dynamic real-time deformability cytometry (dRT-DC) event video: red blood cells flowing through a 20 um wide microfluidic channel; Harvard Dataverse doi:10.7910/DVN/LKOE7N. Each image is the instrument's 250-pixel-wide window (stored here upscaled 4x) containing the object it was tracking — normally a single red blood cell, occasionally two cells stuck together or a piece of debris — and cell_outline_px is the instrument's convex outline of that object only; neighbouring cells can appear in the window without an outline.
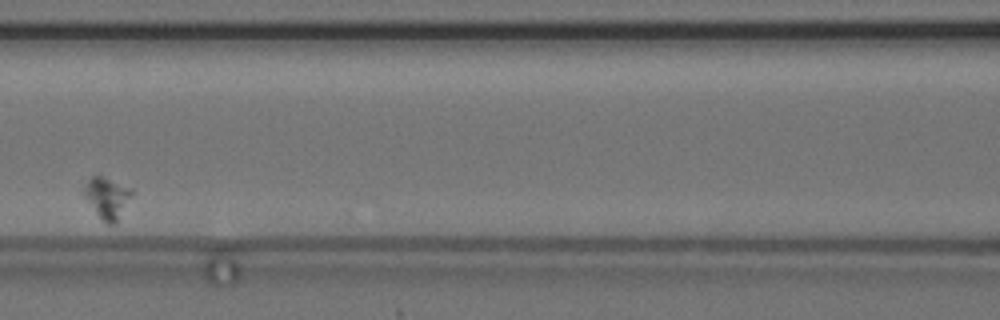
{"species": "common noctule bat (a hibernating species)", "species_latin": "Nyctalus noctula", "temperature_condition": "cold", "stored_images_in_passage": 4, "camera_frame_rate_fps": 3000, "um_per_image_px": 0.085, "animal": {"sex": "female", "body_mass_g": 24.6, "forearm_length_mm": 56.2}, "frame": {"image": 1, "passage_image": 3, "time_ms": 3.0, "image_size_px": [1000, 320], "cell_outline_px": [[132, 196], [116, 220], [112, 224], [108, 224], [96, 212], [84, 196], [84, 184], [92, 176], [100, 176], [132, 188]], "centroid_in_image_um": [9.1, 16.77], "position_along_channel_um": 157.5, "area_um2": 10.87}}
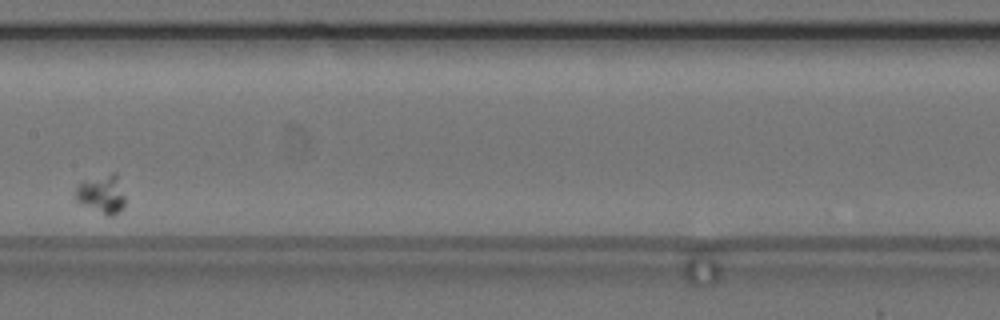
{"frame": {"image": 2, "passage_image": 4, "time_ms": 4.333, "image_size_px": [1000, 320], "cell_outline_px": [[124, 208], [120, 212], [112, 216], [108, 216], [80, 204], [76, 200], [76, 184], [112, 172], [116, 172], [124, 196]], "centroid_in_image_um": [8.65, 16.52], "position_along_channel_um": 198.7, "area_um2": 11.1}}